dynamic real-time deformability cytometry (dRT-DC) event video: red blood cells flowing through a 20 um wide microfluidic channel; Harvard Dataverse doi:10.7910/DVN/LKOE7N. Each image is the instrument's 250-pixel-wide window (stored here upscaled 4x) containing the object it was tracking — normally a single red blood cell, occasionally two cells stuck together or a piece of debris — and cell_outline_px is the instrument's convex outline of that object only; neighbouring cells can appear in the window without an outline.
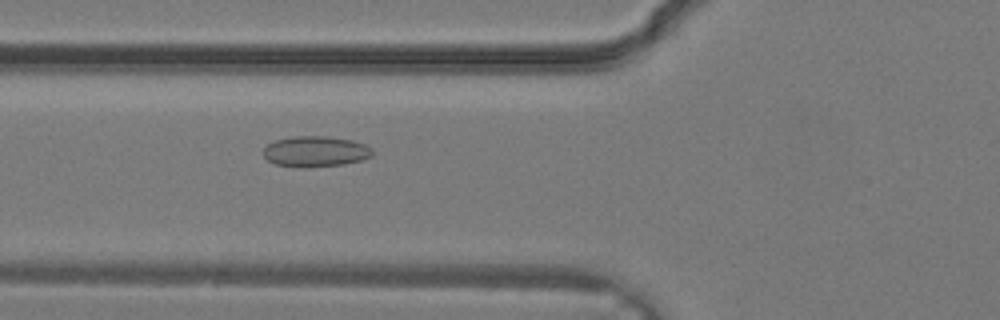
{"species": "common noctule bat (a hibernating species)", "species_latin": "Nyctalus noctula", "temperature_condition": "warm", "stored_images_in_passage": 5, "camera_frame_rate_fps": 3000, "um_per_image_px": 0.085, "animal": {"sex": "male", "body_mass_g": 19.2, "forearm_length_mm": 51.8}, "frame": {"image": 1, "passage_image": 3, "time_ms": 0.667, "image_size_px": [1000, 320], "cell_outline_px": [[372, 156], [360, 160], [344, 164], [308, 168], [276, 164], [268, 160], [264, 156], [264, 148], [268, 144], [276, 140], [292, 136], [328, 136], [352, 140], [364, 144], [372, 148]], "centroid_in_image_um": [26.82, 12.87], "position_along_channel_um": 99.0, "area_um2": 19.48}}
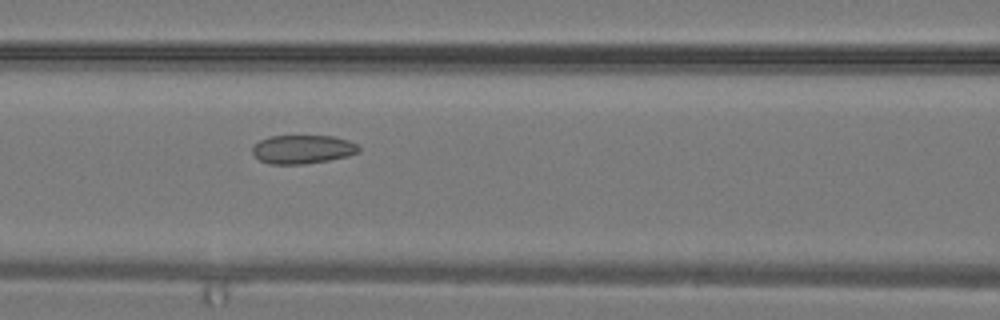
{"frame": {"image": 2, "passage_image": 5, "time_ms": 1.333, "image_size_px": [1000, 320], "cell_outline_px": [[360, 152], [348, 156], [328, 160], [304, 164], [268, 164], [260, 160], [252, 152], [252, 148], [260, 140], [268, 136], [332, 136], [348, 140], [356, 144], [360, 148]], "centroid_in_image_um": [25.73, 12.69], "position_along_channel_um": 140.9, "area_um2": 17.74}}